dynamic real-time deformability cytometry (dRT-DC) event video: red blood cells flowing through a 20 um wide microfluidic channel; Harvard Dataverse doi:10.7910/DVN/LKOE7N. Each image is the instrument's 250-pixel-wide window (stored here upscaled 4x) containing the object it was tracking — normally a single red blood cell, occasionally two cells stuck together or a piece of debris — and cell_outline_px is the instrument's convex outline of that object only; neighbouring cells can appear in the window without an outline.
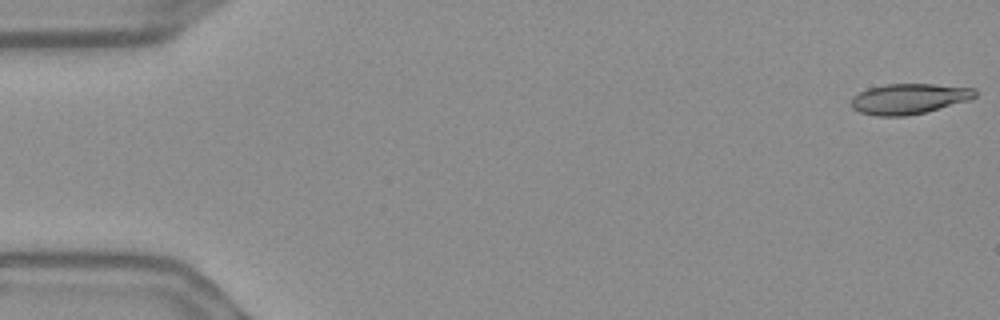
{"species": "Egyptian fruit bat (a non-hibernating species)", "species_latin": "Rousettus aegyptiacus", "temperature_condition": "warm", "stored_images_in_passage": 55, "camera_frame_rate_fps": 3000, "um_per_image_px": 0.085, "frame": {"image": 1, "passage_image": 1, "time_ms": 0.0, "image_size_px": [1000, 320], "cell_outline_px": [[976, 96], [968, 100], [924, 112], [904, 116], [876, 116], [860, 112], [852, 108], [848, 104], [852, 96], [868, 88], [884, 84], [932, 84], [976, 88]], "centroid_in_image_um": [77.2, 8.39], "position_along_channel_um": 7.8, "area_um2": 21.96}}
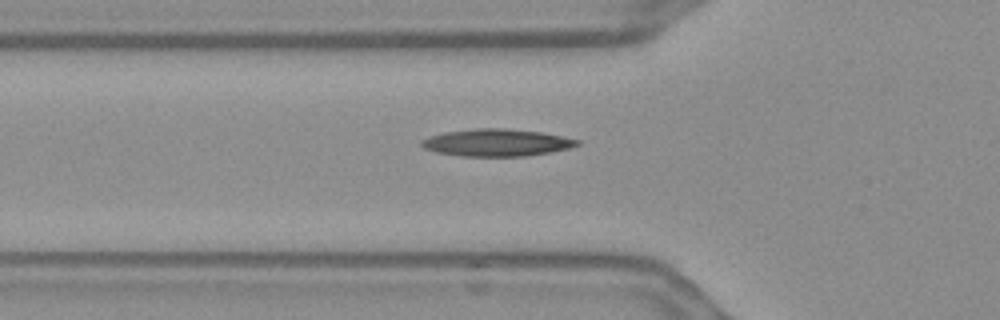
{"frame": {"image": 2, "passage_image": 19, "time_ms": 6.0, "image_size_px": [1000, 320], "cell_outline_px": [[580, 144], [568, 148], [552, 152], [524, 156], [460, 156], [436, 152], [424, 148], [420, 144], [420, 140], [428, 136], [444, 132], [476, 128], [504, 128], [544, 132], [580, 140]], "centroid_in_image_um": [42.2, 12.11], "position_along_channel_um": 83.6, "area_um2": 24.85}}
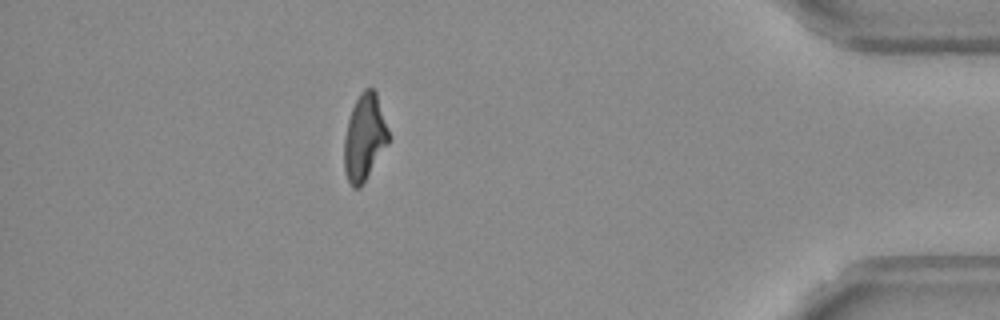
{"frame": {"image": 3, "passage_image": 49, "time_ms": 16.0, "image_size_px": [1000, 320], "cell_outline_px": [[388, 144], [360, 188], [352, 188], [344, 172], [344, 136], [348, 120], [352, 108], [360, 92], [364, 88], [372, 88], [376, 92], [388, 128]], "centroid_in_image_um": [30.96, 11.69], "position_along_channel_um": 404.2, "area_um2": 22.25}, "authors_computed_cell_mechanics": {"area_um2": 23.0622, "velocity_mm_per_s": 3.6683, "shape_relaxation_time_tau1_ms": null, "shape_relaxation_time_tau2_ms": 5.2099, "deformation_change_tau1": null, "deformation_change_tau2": 0.1521}}